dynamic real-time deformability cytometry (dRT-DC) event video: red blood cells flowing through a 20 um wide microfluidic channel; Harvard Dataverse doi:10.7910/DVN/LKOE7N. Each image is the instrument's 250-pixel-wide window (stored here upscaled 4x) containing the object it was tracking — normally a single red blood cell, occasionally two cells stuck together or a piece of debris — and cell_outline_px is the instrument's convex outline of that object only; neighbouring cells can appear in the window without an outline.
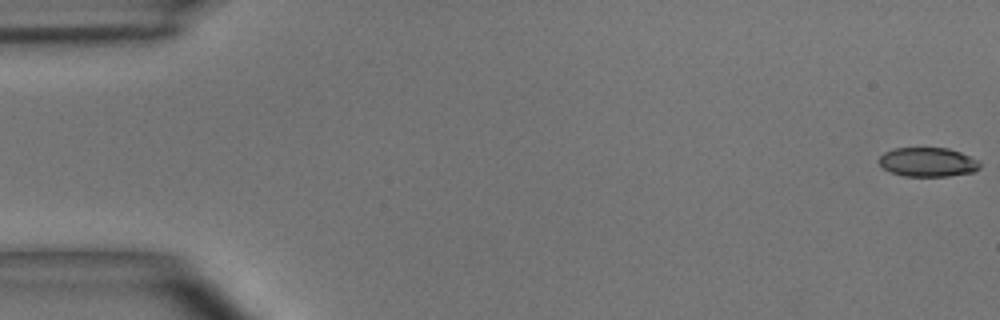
{"species": "common noctule bat (a hibernating species)", "species_latin": "Nyctalus noctula", "temperature_condition": "room temperature", "stored_images_in_passage": 50, "camera_frame_rate_fps": 3000, "um_per_image_px": 0.085, "animal": {"sex": "male", "body_mass_g": 15.6}, "frame": {"image": 1, "passage_image": 1, "time_ms": 0.0, "image_size_px": [1000, 320], "cell_outline_px": [[980, 168], [972, 172], [948, 176], [904, 176], [892, 172], [884, 168], [876, 160], [884, 152], [896, 148], [948, 148], [960, 152], [976, 160], [980, 164]], "centroid_in_image_um": [78.83, 13.78], "position_along_channel_um": 6.2, "area_um2": 16.99}}
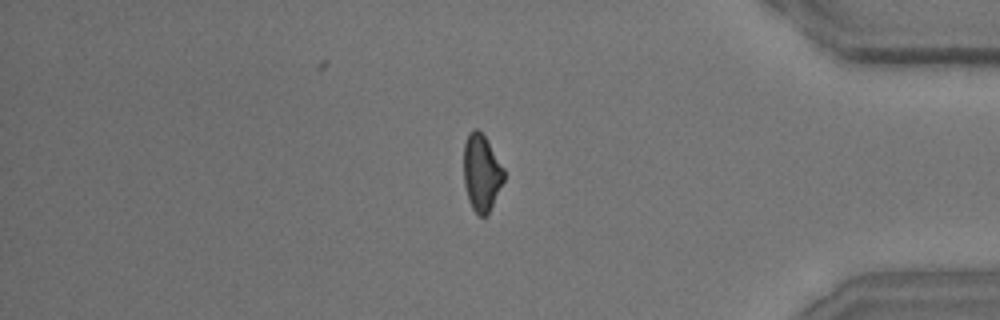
{"frame": {"image": 2, "passage_image": 42, "time_ms": 13.667, "image_size_px": [1000, 320], "cell_outline_px": [[504, 180], [488, 212], [484, 216], [480, 216], [472, 208], [468, 200], [464, 184], [464, 144], [468, 132], [472, 128], [476, 128], [484, 136], [504, 168]], "centroid_in_image_um": [40.91, 14.65], "position_along_channel_um": 394.3, "area_um2": 17.74}}
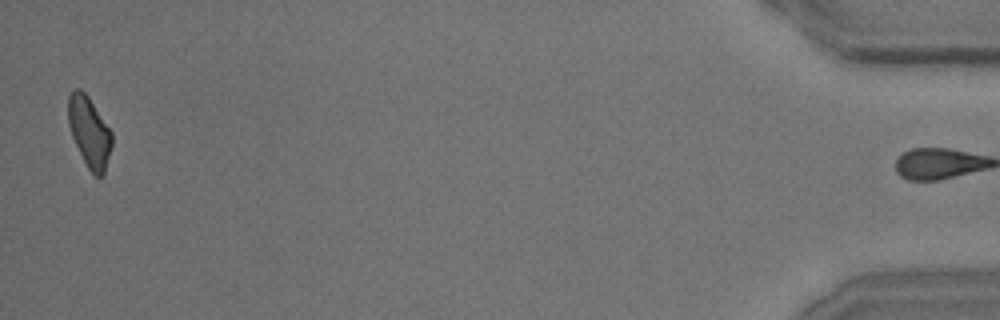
{"frame": {"image": 3, "passage_image": 49, "time_ms": 16.0, "image_size_px": [1000, 320], "cell_outline_px": [[112, 144], [104, 172], [100, 176], [96, 176], [88, 168], [72, 136], [68, 124], [68, 96], [76, 88], [80, 88], [88, 96], [112, 132]], "centroid_in_image_um": [7.59, 11.18], "position_along_channel_um": 427.6, "area_um2": 17.57}, "authors_computed_cell_mechanics": {"area_um2": 18.6116, "velocity_mm_per_s": 4.0648, "shape_relaxation_time_tau1_ms": 5.4957, "shape_relaxation_time_tau2_ms": 2.6588, "deformation_change_tau1": 0.143, "deformation_change_tau2": 0.0937}}